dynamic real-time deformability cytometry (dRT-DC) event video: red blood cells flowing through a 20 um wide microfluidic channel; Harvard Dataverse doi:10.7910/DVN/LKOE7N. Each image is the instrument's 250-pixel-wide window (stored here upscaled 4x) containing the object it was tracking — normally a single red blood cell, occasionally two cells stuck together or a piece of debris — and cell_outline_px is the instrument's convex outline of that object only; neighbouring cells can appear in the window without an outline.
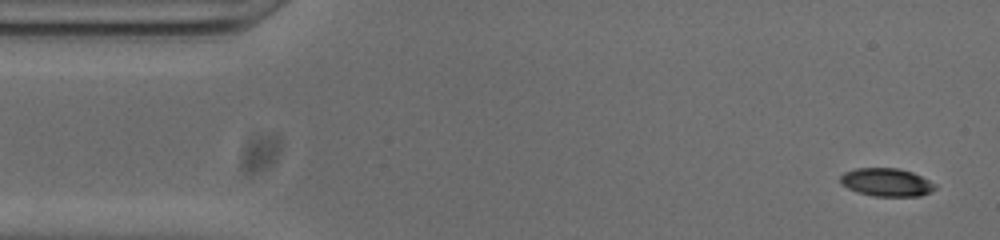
{"species": "common noctule bat (a hibernating species)", "species_latin": "Nyctalus noctula", "temperature_condition": "cold", "stored_images_in_passage": 52, "camera_frame_rate_fps": 3000, "um_per_image_px": 0.085, "animal": {"sex": "male", "body_mass_g": 20.0, "forearm_length_mm": 53.3}, "frame": {"image": 1, "passage_image": 2, "time_ms": 0.333, "image_size_px": [1000, 240], "cell_outline_px": [[936, 188], [932, 192], [920, 196], [872, 196], [856, 192], [840, 184], [840, 176], [844, 172], [856, 168], [896, 168], [912, 172], [936, 184]], "centroid_in_image_um": [75.34, 15.5], "position_along_channel_um": 9.7, "area_um2": 15.61}}
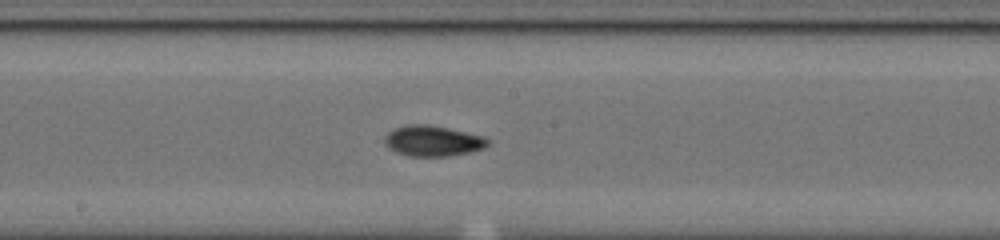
{"frame": {"image": 2, "passage_image": 26, "time_ms": 8.333, "image_size_px": [1000, 240], "cell_outline_px": [[492, 140], [484, 148], [468, 152], [448, 156], [408, 156], [396, 152], [384, 144], [384, 136], [392, 128], [404, 124], [428, 124], [448, 128], [484, 136]], "centroid_in_image_um": [36.76, 11.96], "position_along_channel_um": 211.4, "area_um2": 18.61}}
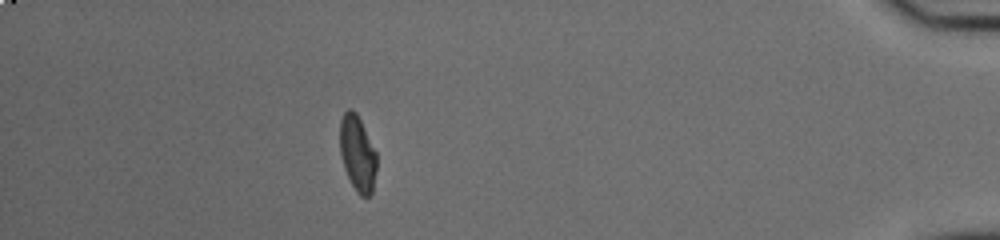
{"frame": {"image": 3, "passage_image": 46, "time_ms": 15.0, "image_size_px": [1000, 240], "cell_outline_px": [[376, 172], [372, 192], [368, 196], [360, 196], [356, 192], [344, 168], [340, 152], [340, 120], [344, 112], [348, 108], [352, 108], [356, 112], [376, 152]], "centroid_in_image_um": [30.38, 13.03], "position_along_channel_um": 404.8, "area_um2": 16.13}, "authors_computed_cell_mechanics": {"area_um2": 16.8198, "velocity_mm_per_s": 3.8242, "shape_relaxation_time_tau1_ms": 6.3787, "shape_relaxation_time_tau2_ms": 1.5061, "deformation_change_tau1": 0.2072, "deformation_change_tau2": 0.0633}}